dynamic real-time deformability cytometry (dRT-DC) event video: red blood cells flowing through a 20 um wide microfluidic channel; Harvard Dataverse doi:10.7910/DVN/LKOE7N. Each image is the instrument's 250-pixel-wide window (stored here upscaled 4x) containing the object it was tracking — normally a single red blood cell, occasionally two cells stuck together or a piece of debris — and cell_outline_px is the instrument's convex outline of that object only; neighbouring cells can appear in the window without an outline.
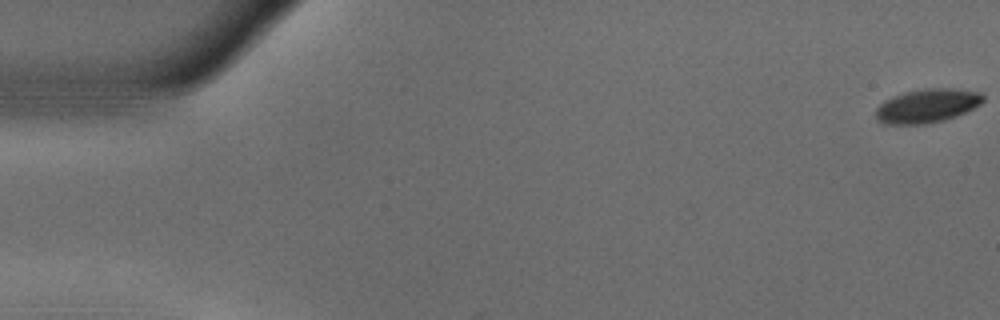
{"species": "common noctule bat (a hibernating species)", "species_latin": "Nyctalus noctula", "temperature_condition": "warm", "stored_images_in_passage": 56, "camera_frame_rate_fps": 3000, "um_per_image_px": 0.085, "animal": {"sex": "male", "body_mass_g": 18.8}, "frame": {"image": 1, "passage_image": 1, "time_ms": 0.0, "image_size_px": [1000, 320], "cell_outline_px": [[984, 100], [980, 104], [956, 116], [944, 120], [924, 124], [884, 124], [876, 120], [876, 108], [884, 100], [892, 96], [904, 92], [924, 88], [952, 88], [980, 92], [984, 96]], "centroid_in_image_um": [78.78, 8.99], "position_along_channel_um": 6.2, "area_um2": 21.21}}
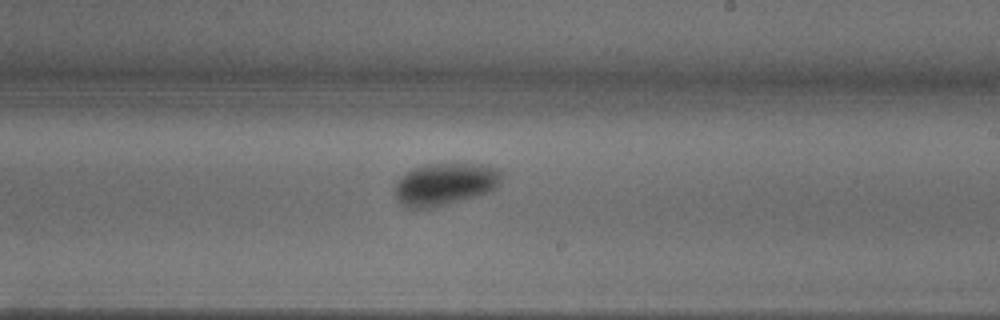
{"frame": {"image": 2, "passage_image": 33, "time_ms": 10.667, "image_size_px": [1000, 320], "cell_outline_px": [[504, 176], [500, 184], [492, 192], [448, 204], [432, 208], [404, 208], [396, 200], [396, 180], [400, 176], [412, 168], [424, 164], [464, 160], [488, 164], [500, 168]], "centroid_in_image_um": [37.91, 15.59], "position_along_channel_um": 251.1, "area_um2": 27.98}}
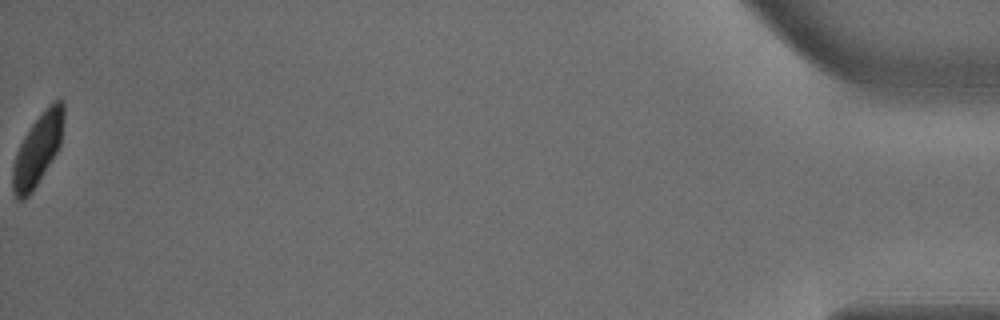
{"frame": {"image": 3, "passage_image": 56, "time_ms": 18.333, "image_size_px": [1000, 320], "cell_outline_px": [[64, 116], [60, 144], [56, 152], [36, 184], [28, 196], [24, 200], [16, 200], [12, 188], [12, 168], [16, 152], [24, 136], [32, 124], [52, 100], [60, 96], [64, 100]], "centroid_in_image_um": [3.2, 12.65], "position_along_channel_um": 432.0, "area_um2": 21.04}, "authors_computed_cell_mechanics": {"area_um2": 23.8136, "velocity_mm_per_s": 3.667, "shape_relaxation_time_tau1_ms": 2.5337, "shape_relaxation_time_tau2_ms": null, "deformation_change_tau1": 0.112, "deformation_change_tau2": null}}